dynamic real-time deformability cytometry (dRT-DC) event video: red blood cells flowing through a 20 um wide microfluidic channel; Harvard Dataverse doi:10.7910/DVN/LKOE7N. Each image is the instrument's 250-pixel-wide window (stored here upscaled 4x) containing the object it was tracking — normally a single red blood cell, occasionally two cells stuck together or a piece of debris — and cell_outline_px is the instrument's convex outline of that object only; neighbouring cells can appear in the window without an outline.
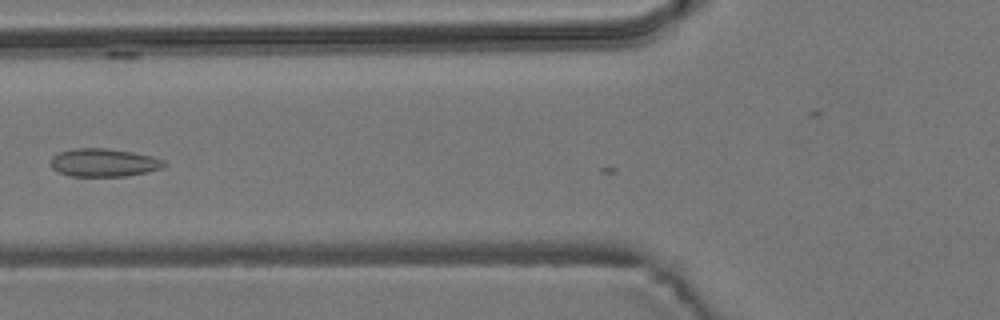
{"species": "common noctule bat (a hibernating species)", "species_latin": "Nyctalus noctula", "temperature_condition": "room temperature", "stored_images_in_passage": 6, "camera_frame_rate_fps": 3000, "um_per_image_px": 0.085, "animal": {"sex": "male", "body_mass_g": 19.2, "forearm_length_mm": 51.8}, "frame": {"image": 1, "passage_image": 4, "time_ms": 3.333, "image_size_px": [1000, 320], "cell_outline_px": [[168, 164], [160, 168], [144, 172], [124, 176], [68, 176], [52, 168], [52, 156], [60, 152], [76, 148], [108, 148], [132, 152], [152, 156], [164, 160]], "centroid_in_image_um": [8.82, 13.81], "position_along_channel_um": 117.0, "area_um2": 18.38}}
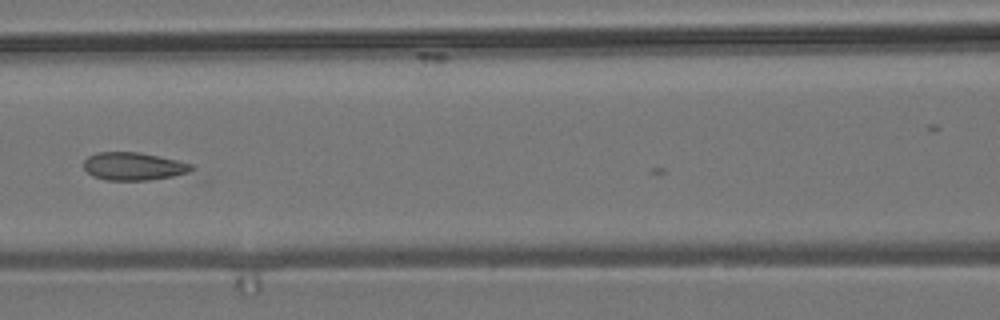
{"frame": {"image": 2, "passage_image": 5, "time_ms": 4.333, "image_size_px": [1000, 320], "cell_outline_px": [[196, 172], [148, 180], [108, 180], [92, 176], [84, 168], [84, 160], [88, 156], [96, 152], [136, 152], [176, 160], [192, 164], [196, 168]], "centroid_in_image_um": [11.39, 14.14], "position_along_channel_um": 155.2, "area_um2": 17.57}}